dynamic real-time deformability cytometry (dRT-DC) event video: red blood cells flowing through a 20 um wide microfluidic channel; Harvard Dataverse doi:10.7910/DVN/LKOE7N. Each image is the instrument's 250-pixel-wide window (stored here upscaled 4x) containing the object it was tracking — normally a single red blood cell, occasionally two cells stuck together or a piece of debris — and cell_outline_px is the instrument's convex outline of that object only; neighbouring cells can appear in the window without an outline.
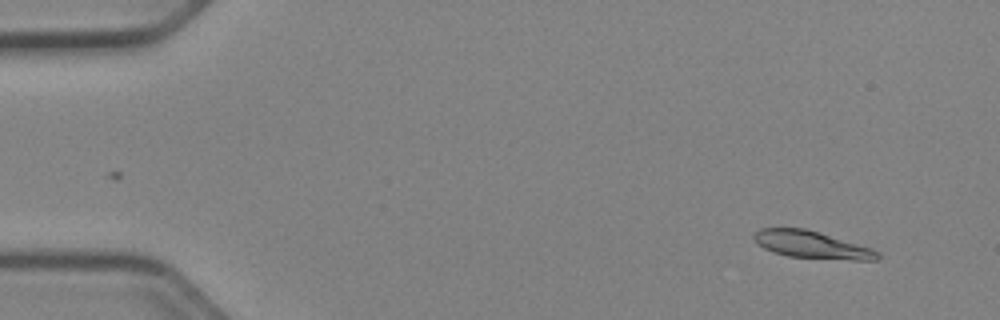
{"species": "Egyptian fruit bat (a non-hibernating species)", "species_latin": "Rousettus aegyptiacus", "temperature_condition": "cold", "stored_images_in_passage": 46, "camera_frame_rate_fps": 3000, "um_per_image_px": 0.085, "animal": {"sex": "female"}, "frame": {"image": 1, "passage_image": 4, "time_ms": 1.0, "image_size_px": [1000, 320], "cell_outline_px": [[880, 260], [852, 260], [788, 256], [772, 252], [756, 244], [752, 240], [752, 236], [760, 228], [804, 228], [872, 248], [880, 252]], "centroid_in_image_um": [68.98, 20.81], "position_along_channel_um": 16.0, "area_um2": 19.65}}
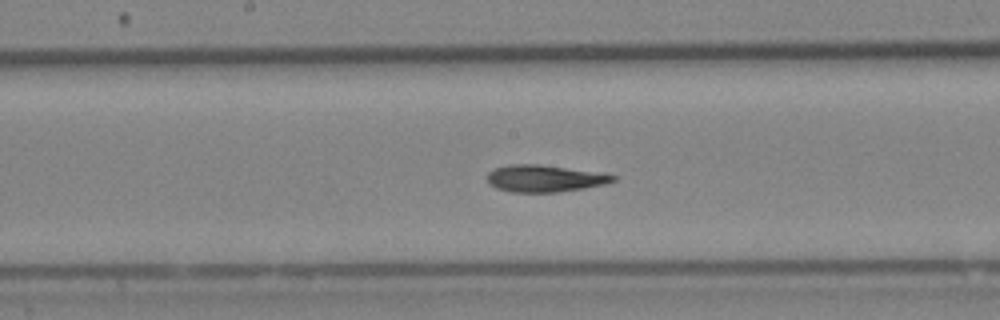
{"frame": {"image": 2, "passage_image": 27, "time_ms": 8.667, "image_size_px": [1000, 320], "cell_outline_px": [[616, 180], [604, 184], [584, 188], [556, 192], [512, 192], [496, 188], [488, 180], [488, 172], [496, 168], [508, 164], [536, 164], [564, 168], [616, 176]], "centroid_in_image_um": [46.23, 15.18], "position_along_channel_um": 202.0, "area_um2": 19.13}}
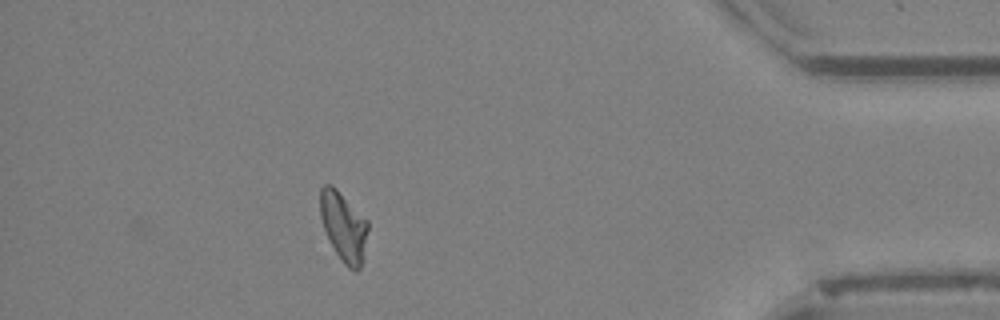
{"frame": {"image": 3, "passage_image": 46, "time_ms": 15.0, "image_size_px": [1000, 320], "cell_outline_px": [[368, 228], [364, 260], [360, 268], [356, 272], [348, 268], [344, 264], [336, 252], [324, 228], [320, 216], [320, 188], [324, 184], [332, 184], [368, 220]], "centroid_in_image_um": [29.23, 19.26], "position_along_channel_um": 406.0, "area_um2": 19.36}, "authors_computed_cell_mechanics": {"area_um2": 19.652, "velocity_mm_per_s": 3.9416, "shape_relaxation_time_tau1_ms": null, "shape_relaxation_time_tau2_ms": 3.7306, "deformation_change_tau1": null, "deformation_change_tau2": 0.0937}}